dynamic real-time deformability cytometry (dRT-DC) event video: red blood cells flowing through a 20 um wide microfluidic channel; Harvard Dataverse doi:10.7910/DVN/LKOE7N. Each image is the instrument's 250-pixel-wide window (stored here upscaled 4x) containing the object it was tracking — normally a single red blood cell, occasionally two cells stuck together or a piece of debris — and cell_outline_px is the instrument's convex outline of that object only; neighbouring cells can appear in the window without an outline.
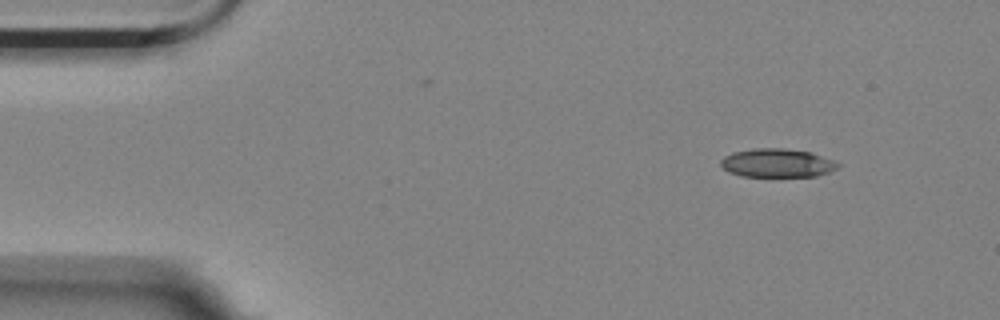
{"species": "Egyptian fruit bat (a non-hibernating species)", "species_latin": "Rousettus aegyptiacus", "temperature_condition": "room temperature", "stored_images_in_passage": 8, "camera_frame_rate_fps": 3000, "um_per_image_px": 0.085, "animal": {"sex": "female"}, "frame": {"image": 1, "passage_image": 1, "time_ms": 0.0, "image_size_px": [1000, 320], "cell_outline_px": [[840, 164], [836, 168], [828, 172], [816, 176], [740, 176], [728, 172], [720, 164], [720, 160], [724, 156], [732, 152], [756, 148], [784, 148], [812, 152], [836, 160]], "centroid_in_image_um": [66.06, 13.84], "position_along_channel_um": 18.9, "area_um2": 19.65}}
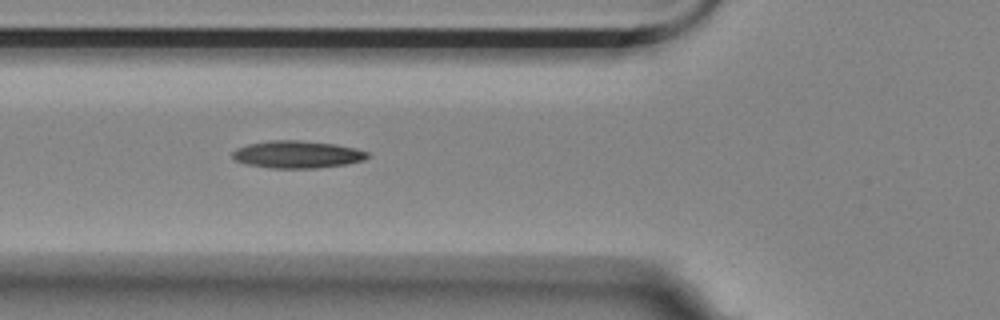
{"frame": {"image": 2, "passage_image": 5, "time_ms": 1.333, "image_size_px": [1000, 320], "cell_outline_px": [[372, 156], [364, 160], [344, 164], [316, 168], [272, 168], [248, 164], [236, 160], [232, 156], [232, 152], [236, 148], [248, 144], [268, 140], [300, 140], [336, 144], [356, 148], [368, 152]], "centroid_in_image_um": [25.29, 13.11], "position_along_channel_um": 100.5, "area_um2": 21.56}}
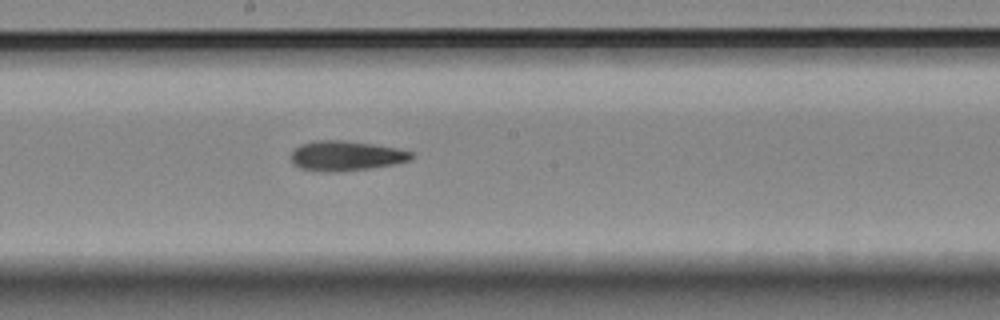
{"frame": {"image": 3, "passage_image": 8, "time_ms": 2.333, "image_size_px": [1000, 320], "cell_outline_px": [[412, 160], [392, 164], [368, 168], [336, 172], [324, 172], [300, 168], [292, 164], [288, 156], [292, 148], [300, 144], [312, 140], [344, 140], [372, 144], [396, 148], [412, 152]], "centroid_in_image_um": [29.29, 13.23], "position_along_channel_um": 218.9, "area_um2": 21.21}}